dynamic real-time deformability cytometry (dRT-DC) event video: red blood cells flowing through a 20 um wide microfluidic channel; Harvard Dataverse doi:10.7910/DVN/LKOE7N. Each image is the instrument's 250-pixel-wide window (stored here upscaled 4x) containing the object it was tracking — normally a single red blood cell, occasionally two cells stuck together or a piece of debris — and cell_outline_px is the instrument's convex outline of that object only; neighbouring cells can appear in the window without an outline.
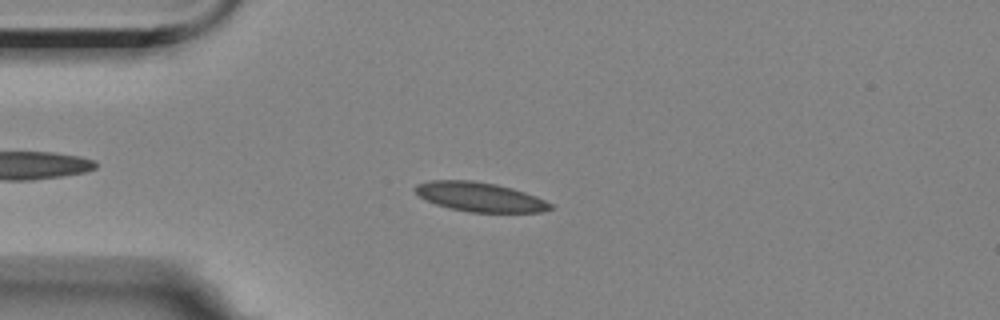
{"species": "Egyptian fruit bat (a non-hibernating species)", "species_latin": "Rousettus aegyptiacus", "temperature_condition": "room temperature", "stored_images_in_passage": 49, "camera_frame_rate_fps": 3000, "um_per_image_px": 0.085, "animal": {"sex": "female"}, "frame": {"image": 1, "passage_image": 7, "time_ms": 2.0, "image_size_px": [1000, 320], "cell_outline_px": [[556, 208], [544, 212], [468, 212], [448, 208], [436, 204], [420, 196], [412, 188], [416, 184], [432, 180], [472, 180], [496, 184], [512, 188], [536, 196], [552, 204]], "centroid_in_image_um": [40.81, 16.74], "position_along_channel_um": 44.2, "area_um2": 23.18}}
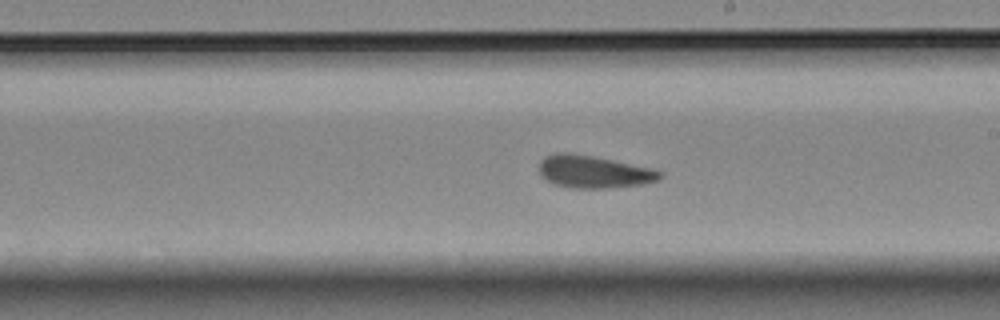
{"frame": {"image": 2, "passage_image": 25, "time_ms": 8.0, "image_size_px": [1000, 320], "cell_outline_px": [[660, 180], [640, 184], [608, 188], [572, 188], [552, 184], [540, 176], [540, 160], [544, 156], [556, 152], [568, 152], [592, 156], [652, 168], [660, 172]], "centroid_in_image_um": [50.39, 14.6], "position_along_channel_um": 238.6, "area_um2": 22.83}}
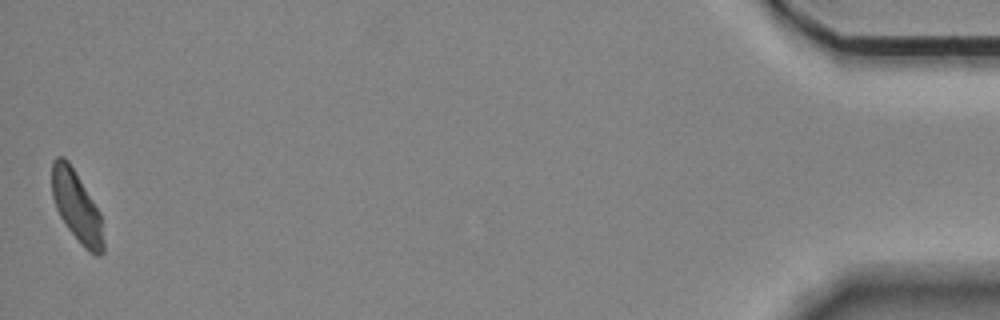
{"frame": {"image": 3, "passage_image": 49, "time_ms": 16.0, "image_size_px": [1000, 320], "cell_outline_px": [[104, 252], [100, 256], [96, 256], [88, 252], [84, 248], [68, 228], [60, 216], [56, 208], [52, 196], [52, 160], [56, 156], [64, 156], [68, 160], [100, 212], [104, 240]], "centroid_in_image_um": [6.52, 17.57], "position_along_channel_um": 428.7, "area_um2": 21.27}, "authors_computed_cell_mechanics": {"area_um2": 22.542, "velocity_mm_per_s": 3.5197, "shape_relaxation_time_tau1_ms": 4.9336, "shape_relaxation_time_tau2_ms": 1.0509, "deformation_change_tau1": 0.1092, "deformation_change_tau2": 0.0591}}